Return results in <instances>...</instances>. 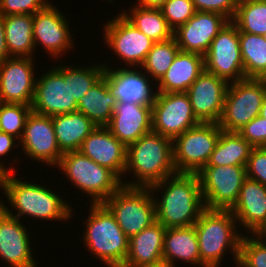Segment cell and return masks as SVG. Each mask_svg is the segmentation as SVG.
Masks as SVG:
<instances>
[{
	"label": "cell",
	"instance_id": "obj_1",
	"mask_svg": "<svg viewBox=\"0 0 266 267\" xmlns=\"http://www.w3.org/2000/svg\"><path fill=\"white\" fill-rule=\"evenodd\" d=\"M149 188L163 193L153 199L156 221L165 228L192 226L206 209L197 173H176Z\"/></svg>",
	"mask_w": 266,
	"mask_h": 267
},
{
	"label": "cell",
	"instance_id": "obj_2",
	"mask_svg": "<svg viewBox=\"0 0 266 267\" xmlns=\"http://www.w3.org/2000/svg\"><path fill=\"white\" fill-rule=\"evenodd\" d=\"M15 172H8L0 175V188L5 194L7 202L17 214L13 213V209H9L4 201L0 207L8 214L15 218L21 219V216L44 220L67 221L72 218L74 211L66 200L57 195L50 187L34 184L30 181H22V178H16ZM12 211V212H11Z\"/></svg>",
	"mask_w": 266,
	"mask_h": 267
},
{
	"label": "cell",
	"instance_id": "obj_3",
	"mask_svg": "<svg viewBox=\"0 0 266 267\" xmlns=\"http://www.w3.org/2000/svg\"><path fill=\"white\" fill-rule=\"evenodd\" d=\"M127 173H133L135 181H122V185L141 188H149L176 174L173 140L152 131L127 146L124 175Z\"/></svg>",
	"mask_w": 266,
	"mask_h": 267
},
{
	"label": "cell",
	"instance_id": "obj_4",
	"mask_svg": "<svg viewBox=\"0 0 266 267\" xmlns=\"http://www.w3.org/2000/svg\"><path fill=\"white\" fill-rule=\"evenodd\" d=\"M237 221L230 210L205 209L196 223L201 262L206 267H220L226 251L238 264L240 243L244 234L237 231ZM226 250V251H225Z\"/></svg>",
	"mask_w": 266,
	"mask_h": 267
},
{
	"label": "cell",
	"instance_id": "obj_5",
	"mask_svg": "<svg viewBox=\"0 0 266 267\" xmlns=\"http://www.w3.org/2000/svg\"><path fill=\"white\" fill-rule=\"evenodd\" d=\"M90 205L89 216L84 222V245L105 266L122 267L129 251V238L103 203Z\"/></svg>",
	"mask_w": 266,
	"mask_h": 267
},
{
	"label": "cell",
	"instance_id": "obj_6",
	"mask_svg": "<svg viewBox=\"0 0 266 267\" xmlns=\"http://www.w3.org/2000/svg\"><path fill=\"white\" fill-rule=\"evenodd\" d=\"M82 193L92 199V204L104 203L121 186L122 181L108 168L95 163L80 151L63 153L56 166Z\"/></svg>",
	"mask_w": 266,
	"mask_h": 267
},
{
	"label": "cell",
	"instance_id": "obj_7",
	"mask_svg": "<svg viewBox=\"0 0 266 267\" xmlns=\"http://www.w3.org/2000/svg\"><path fill=\"white\" fill-rule=\"evenodd\" d=\"M154 196L150 188L122 185L103 204L130 239L156 221Z\"/></svg>",
	"mask_w": 266,
	"mask_h": 267
},
{
	"label": "cell",
	"instance_id": "obj_8",
	"mask_svg": "<svg viewBox=\"0 0 266 267\" xmlns=\"http://www.w3.org/2000/svg\"><path fill=\"white\" fill-rule=\"evenodd\" d=\"M266 94V79L245 78L229 83L219 127L227 132H238L259 116Z\"/></svg>",
	"mask_w": 266,
	"mask_h": 267
},
{
	"label": "cell",
	"instance_id": "obj_9",
	"mask_svg": "<svg viewBox=\"0 0 266 267\" xmlns=\"http://www.w3.org/2000/svg\"><path fill=\"white\" fill-rule=\"evenodd\" d=\"M218 123H203L173 140V163L177 173H198L207 165L220 136Z\"/></svg>",
	"mask_w": 266,
	"mask_h": 267
},
{
	"label": "cell",
	"instance_id": "obj_10",
	"mask_svg": "<svg viewBox=\"0 0 266 267\" xmlns=\"http://www.w3.org/2000/svg\"><path fill=\"white\" fill-rule=\"evenodd\" d=\"M205 208L231 210L247 178L245 166H204L197 173Z\"/></svg>",
	"mask_w": 266,
	"mask_h": 267
},
{
	"label": "cell",
	"instance_id": "obj_11",
	"mask_svg": "<svg viewBox=\"0 0 266 267\" xmlns=\"http://www.w3.org/2000/svg\"><path fill=\"white\" fill-rule=\"evenodd\" d=\"M55 67V68H54ZM35 82L32 112L54 116L77 111L78 104L69 89V65L54 66Z\"/></svg>",
	"mask_w": 266,
	"mask_h": 267
},
{
	"label": "cell",
	"instance_id": "obj_12",
	"mask_svg": "<svg viewBox=\"0 0 266 267\" xmlns=\"http://www.w3.org/2000/svg\"><path fill=\"white\" fill-rule=\"evenodd\" d=\"M201 122L186 92H156L152 104V131L174 140Z\"/></svg>",
	"mask_w": 266,
	"mask_h": 267
},
{
	"label": "cell",
	"instance_id": "obj_13",
	"mask_svg": "<svg viewBox=\"0 0 266 267\" xmlns=\"http://www.w3.org/2000/svg\"><path fill=\"white\" fill-rule=\"evenodd\" d=\"M204 70L228 83L245 79L239 30L232 21H229L213 39L204 55Z\"/></svg>",
	"mask_w": 266,
	"mask_h": 267
},
{
	"label": "cell",
	"instance_id": "obj_14",
	"mask_svg": "<svg viewBox=\"0 0 266 267\" xmlns=\"http://www.w3.org/2000/svg\"><path fill=\"white\" fill-rule=\"evenodd\" d=\"M119 13L105 23L104 42L129 68L140 67L155 42Z\"/></svg>",
	"mask_w": 266,
	"mask_h": 267
},
{
	"label": "cell",
	"instance_id": "obj_15",
	"mask_svg": "<svg viewBox=\"0 0 266 267\" xmlns=\"http://www.w3.org/2000/svg\"><path fill=\"white\" fill-rule=\"evenodd\" d=\"M27 157L56 167L63 153L58 147L51 116L31 112L19 141Z\"/></svg>",
	"mask_w": 266,
	"mask_h": 267
},
{
	"label": "cell",
	"instance_id": "obj_16",
	"mask_svg": "<svg viewBox=\"0 0 266 267\" xmlns=\"http://www.w3.org/2000/svg\"><path fill=\"white\" fill-rule=\"evenodd\" d=\"M34 60L10 57L0 63V102L32 105L36 82Z\"/></svg>",
	"mask_w": 266,
	"mask_h": 267
},
{
	"label": "cell",
	"instance_id": "obj_17",
	"mask_svg": "<svg viewBox=\"0 0 266 267\" xmlns=\"http://www.w3.org/2000/svg\"><path fill=\"white\" fill-rule=\"evenodd\" d=\"M68 18L53 5L49 3L43 10L33 14V39L34 46L41 44L47 50L48 56L59 59L73 47L71 29ZM64 52V53H63Z\"/></svg>",
	"mask_w": 266,
	"mask_h": 267
},
{
	"label": "cell",
	"instance_id": "obj_18",
	"mask_svg": "<svg viewBox=\"0 0 266 267\" xmlns=\"http://www.w3.org/2000/svg\"><path fill=\"white\" fill-rule=\"evenodd\" d=\"M229 83L204 70L186 91L196 118L203 123H218Z\"/></svg>",
	"mask_w": 266,
	"mask_h": 267
},
{
	"label": "cell",
	"instance_id": "obj_19",
	"mask_svg": "<svg viewBox=\"0 0 266 267\" xmlns=\"http://www.w3.org/2000/svg\"><path fill=\"white\" fill-rule=\"evenodd\" d=\"M229 21L218 13L196 11L190 20L173 32V37L180 51L204 56L213 39Z\"/></svg>",
	"mask_w": 266,
	"mask_h": 267
},
{
	"label": "cell",
	"instance_id": "obj_20",
	"mask_svg": "<svg viewBox=\"0 0 266 267\" xmlns=\"http://www.w3.org/2000/svg\"><path fill=\"white\" fill-rule=\"evenodd\" d=\"M0 207V259L10 267H37L31 252L29 230Z\"/></svg>",
	"mask_w": 266,
	"mask_h": 267
},
{
	"label": "cell",
	"instance_id": "obj_21",
	"mask_svg": "<svg viewBox=\"0 0 266 267\" xmlns=\"http://www.w3.org/2000/svg\"><path fill=\"white\" fill-rule=\"evenodd\" d=\"M79 151L95 163L110 169L122 181L127 147L106 126H96L85 138Z\"/></svg>",
	"mask_w": 266,
	"mask_h": 267
},
{
	"label": "cell",
	"instance_id": "obj_22",
	"mask_svg": "<svg viewBox=\"0 0 266 267\" xmlns=\"http://www.w3.org/2000/svg\"><path fill=\"white\" fill-rule=\"evenodd\" d=\"M106 127L127 147L152 132V105L119 101Z\"/></svg>",
	"mask_w": 266,
	"mask_h": 267
},
{
	"label": "cell",
	"instance_id": "obj_23",
	"mask_svg": "<svg viewBox=\"0 0 266 267\" xmlns=\"http://www.w3.org/2000/svg\"><path fill=\"white\" fill-rule=\"evenodd\" d=\"M103 76L106 78L109 88L116 97L117 102H132L141 105H152L156 91L151 87V79L145 72L135 68L122 67L110 68L104 64ZM148 77V78H147ZM153 89V90H152Z\"/></svg>",
	"mask_w": 266,
	"mask_h": 267
},
{
	"label": "cell",
	"instance_id": "obj_24",
	"mask_svg": "<svg viewBox=\"0 0 266 267\" xmlns=\"http://www.w3.org/2000/svg\"><path fill=\"white\" fill-rule=\"evenodd\" d=\"M230 211L238 225H241L242 229L247 228V234H253L266 221V186L246 178L238 200Z\"/></svg>",
	"mask_w": 266,
	"mask_h": 267
},
{
	"label": "cell",
	"instance_id": "obj_25",
	"mask_svg": "<svg viewBox=\"0 0 266 267\" xmlns=\"http://www.w3.org/2000/svg\"><path fill=\"white\" fill-rule=\"evenodd\" d=\"M166 228L158 221L129 239V251L122 267H144L163 260Z\"/></svg>",
	"mask_w": 266,
	"mask_h": 267
},
{
	"label": "cell",
	"instance_id": "obj_26",
	"mask_svg": "<svg viewBox=\"0 0 266 267\" xmlns=\"http://www.w3.org/2000/svg\"><path fill=\"white\" fill-rule=\"evenodd\" d=\"M204 71V56L179 51L166 73L158 81L156 92H186Z\"/></svg>",
	"mask_w": 266,
	"mask_h": 267
},
{
	"label": "cell",
	"instance_id": "obj_27",
	"mask_svg": "<svg viewBox=\"0 0 266 267\" xmlns=\"http://www.w3.org/2000/svg\"><path fill=\"white\" fill-rule=\"evenodd\" d=\"M163 260L174 266L176 265L175 261L179 260L188 262V264H194V266L206 267L200 259L198 239L194 225L166 228Z\"/></svg>",
	"mask_w": 266,
	"mask_h": 267
},
{
	"label": "cell",
	"instance_id": "obj_28",
	"mask_svg": "<svg viewBox=\"0 0 266 267\" xmlns=\"http://www.w3.org/2000/svg\"><path fill=\"white\" fill-rule=\"evenodd\" d=\"M51 117L62 153L79 151L85 138L96 128V125L78 110Z\"/></svg>",
	"mask_w": 266,
	"mask_h": 267
},
{
	"label": "cell",
	"instance_id": "obj_29",
	"mask_svg": "<svg viewBox=\"0 0 266 267\" xmlns=\"http://www.w3.org/2000/svg\"><path fill=\"white\" fill-rule=\"evenodd\" d=\"M77 104V110L89 118L96 126H107L113 115L117 99L103 76L79 99Z\"/></svg>",
	"mask_w": 266,
	"mask_h": 267
},
{
	"label": "cell",
	"instance_id": "obj_30",
	"mask_svg": "<svg viewBox=\"0 0 266 267\" xmlns=\"http://www.w3.org/2000/svg\"><path fill=\"white\" fill-rule=\"evenodd\" d=\"M4 27L10 57L34 58L33 15L4 16Z\"/></svg>",
	"mask_w": 266,
	"mask_h": 267
},
{
	"label": "cell",
	"instance_id": "obj_31",
	"mask_svg": "<svg viewBox=\"0 0 266 267\" xmlns=\"http://www.w3.org/2000/svg\"><path fill=\"white\" fill-rule=\"evenodd\" d=\"M252 148L238 132L221 130L206 166H246Z\"/></svg>",
	"mask_w": 266,
	"mask_h": 267
},
{
	"label": "cell",
	"instance_id": "obj_32",
	"mask_svg": "<svg viewBox=\"0 0 266 267\" xmlns=\"http://www.w3.org/2000/svg\"><path fill=\"white\" fill-rule=\"evenodd\" d=\"M136 4V5H135ZM121 14L139 31L151 38L154 42H162L173 37V30L168 26L159 8H145L135 3Z\"/></svg>",
	"mask_w": 266,
	"mask_h": 267
},
{
	"label": "cell",
	"instance_id": "obj_33",
	"mask_svg": "<svg viewBox=\"0 0 266 267\" xmlns=\"http://www.w3.org/2000/svg\"><path fill=\"white\" fill-rule=\"evenodd\" d=\"M245 78L266 79V40L263 35L239 32Z\"/></svg>",
	"mask_w": 266,
	"mask_h": 267
},
{
	"label": "cell",
	"instance_id": "obj_34",
	"mask_svg": "<svg viewBox=\"0 0 266 267\" xmlns=\"http://www.w3.org/2000/svg\"><path fill=\"white\" fill-rule=\"evenodd\" d=\"M232 22L239 32L264 35L266 33V0L238 2Z\"/></svg>",
	"mask_w": 266,
	"mask_h": 267
},
{
	"label": "cell",
	"instance_id": "obj_35",
	"mask_svg": "<svg viewBox=\"0 0 266 267\" xmlns=\"http://www.w3.org/2000/svg\"><path fill=\"white\" fill-rule=\"evenodd\" d=\"M179 51L180 48L174 37L155 42L140 68L144 69L145 73L150 75V79L154 78L152 81L155 80L157 83L169 69Z\"/></svg>",
	"mask_w": 266,
	"mask_h": 267
},
{
	"label": "cell",
	"instance_id": "obj_36",
	"mask_svg": "<svg viewBox=\"0 0 266 267\" xmlns=\"http://www.w3.org/2000/svg\"><path fill=\"white\" fill-rule=\"evenodd\" d=\"M31 112V105L0 102V131L20 141Z\"/></svg>",
	"mask_w": 266,
	"mask_h": 267
},
{
	"label": "cell",
	"instance_id": "obj_37",
	"mask_svg": "<svg viewBox=\"0 0 266 267\" xmlns=\"http://www.w3.org/2000/svg\"><path fill=\"white\" fill-rule=\"evenodd\" d=\"M99 64L89 65L85 68L83 66H69V89L77 102L103 77L105 66L103 63Z\"/></svg>",
	"mask_w": 266,
	"mask_h": 267
},
{
	"label": "cell",
	"instance_id": "obj_38",
	"mask_svg": "<svg viewBox=\"0 0 266 267\" xmlns=\"http://www.w3.org/2000/svg\"><path fill=\"white\" fill-rule=\"evenodd\" d=\"M251 235L241 239L237 267H266V243Z\"/></svg>",
	"mask_w": 266,
	"mask_h": 267
},
{
	"label": "cell",
	"instance_id": "obj_39",
	"mask_svg": "<svg viewBox=\"0 0 266 267\" xmlns=\"http://www.w3.org/2000/svg\"><path fill=\"white\" fill-rule=\"evenodd\" d=\"M159 9L173 32L196 13L192 0H168Z\"/></svg>",
	"mask_w": 266,
	"mask_h": 267
},
{
	"label": "cell",
	"instance_id": "obj_40",
	"mask_svg": "<svg viewBox=\"0 0 266 267\" xmlns=\"http://www.w3.org/2000/svg\"><path fill=\"white\" fill-rule=\"evenodd\" d=\"M49 3L50 0H0V14L3 16L33 15L43 10Z\"/></svg>",
	"mask_w": 266,
	"mask_h": 267
},
{
	"label": "cell",
	"instance_id": "obj_41",
	"mask_svg": "<svg viewBox=\"0 0 266 267\" xmlns=\"http://www.w3.org/2000/svg\"><path fill=\"white\" fill-rule=\"evenodd\" d=\"M246 176L266 186V147H253L245 166Z\"/></svg>",
	"mask_w": 266,
	"mask_h": 267
},
{
	"label": "cell",
	"instance_id": "obj_42",
	"mask_svg": "<svg viewBox=\"0 0 266 267\" xmlns=\"http://www.w3.org/2000/svg\"><path fill=\"white\" fill-rule=\"evenodd\" d=\"M238 133L253 147H266V118L256 116Z\"/></svg>",
	"mask_w": 266,
	"mask_h": 267
},
{
	"label": "cell",
	"instance_id": "obj_43",
	"mask_svg": "<svg viewBox=\"0 0 266 267\" xmlns=\"http://www.w3.org/2000/svg\"><path fill=\"white\" fill-rule=\"evenodd\" d=\"M196 11L214 12L233 20L238 1L237 0H192Z\"/></svg>",
	"mask_w": 266,
	"mask_h": 267
},
{
	"label": "cell",
	"instance_id": "obj_44",
	"mask_svg": "<svg viewBox=\"0 0 266 267\" xmlns=\"http://www.w3.org/2000/svg\"><path fill=\"white\" fill-rule=\"evenodd\" d=\"M17 138L12 135L0 131V175L8 172H14V167L8 168L9 166L5 167L3 164V160L1 162V157L8 155L11 149H15L16 146H19L18 143H15ZM17 144V145H16ZM14 147V148H13Z\"/></svg>",
	"mask_w": 266,
	"mask_h": 267
},
{
	"label": "cell",
	"instance_id": "obj_45",
	"mask_svg": "<svg viewBox=\"0 0 266 267\" xmlns=\"http://www.w3.org/2000/svg\"><path fill=\"white\" fill-rule=\"evenodd\" d=\"M5 36L4 16L0 14V63L10 58Z\"/></svg>",
	"mask_w": 266,
	"mask_h": 267
},
{
	"label": "cell",
	"instance_id": "obj_46",
	"mask_svg": "<svg viewBox=\"0 0 266 267\" xmlns=\"http://www.w3.org/2000/svg\"><path fill=\"white\" fill-rule=\"evenodd\" d=\"M168 0H138L139 6L145 8H160Z\"/></svg>",
	"mask_w": 266,
	"mask_h": 267
},
{
	"label": "cell",
	"instance_id": "obj_47",
	"mask_svg": "<svg viewBox=\"0 0 266 267\" xmlns=\"http://www.w3.org/2000/svg\"><path fill=\"white\" fill-rule=\"evenodd\" d=\"M253 235L266 243V221L253 233Z\"/></svg>",
	"mask_w": 266,
	"mask_h": 267
},
{
	"label": "cell",
	"instance_id": "obj_48",
	"mask_svg": "<svg viewBox=\"0 0 266 267\" xmlns=\"http://www.w3.org/2000/svg\"><path fill=\"white\" fill-rule=\"evenodd\" d=\"M144 267H175V266L170 264L167 261L162 260V261H160L158 263H154V264L147 265V266H144Z\"/></svg>",
	"mask_w": 266,
	"mask_h": 267
},
{
	"label": "cell",
	"instance_id": "obj_49",
	"mask_svg": "<svg viewBox=\"0 0 266 267\" xmlns=\"http://www.w3.org/2000/svg\"><path fill=\"white\" fill-rule=\"evenodd\" d=\"M261 117L263 118H266V94L263 98V101H262V106H261V109H260V114H259Z\"/></svg>",
	"mask_w": 266,
	"mask_h": 267
}]
</instances>
